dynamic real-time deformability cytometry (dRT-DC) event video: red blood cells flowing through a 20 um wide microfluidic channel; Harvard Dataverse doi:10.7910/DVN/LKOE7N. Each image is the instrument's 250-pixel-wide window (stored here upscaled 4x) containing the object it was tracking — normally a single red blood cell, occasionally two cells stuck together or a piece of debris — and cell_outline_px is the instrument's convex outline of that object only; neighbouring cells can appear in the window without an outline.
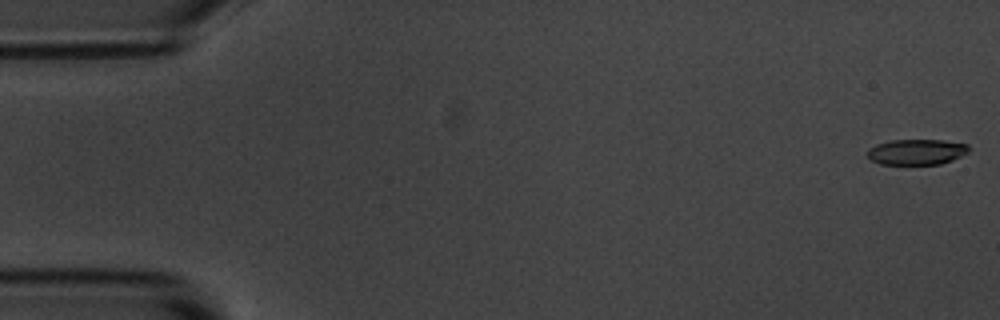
{"species": "common noctule bat (a hibernating species)", "species_latin": "Nyctalus noctula", "temperature_condition": "room temperature", "stored_images_in_passage": 6, "camera_frame_rate_fps": 3000, "um_per_image_px": 0.085, "animal": {"sex": "male", "body_mass_g": 20.1, "forearm_length_mm": 53.5}, "frame": {"image": 1, "passage_image": 1, "time_ms": 0.0, "image_size_px": [1000, 320], "cell_outline_px": [[968, 152], [952, 160], [940, 164], [880, 164], [872, 160], [868, 156], [868, 148], [876, 144], [892, 140], [944, 140], [968, 144]], "centroid_in_image_um": [77.91, 12.91], "position_along_channel_um": 7.1, "area_um2": 15.03}}
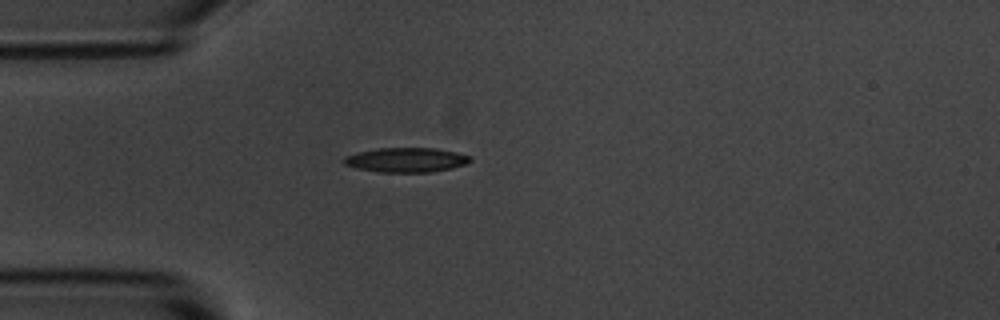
{"frame": {"image": 2, "passage_image": 5, "time_ms": 4.667, "image_size_px": [1000, 320], "cell_outline_px": [[472, 160], [464, 164], [452, 168], [432, 172], [380, 172], [356, 168], [344, 164], [340, 160], [344, 156], [356, 152], [376, 148], [436, 148], [456, 152], [472, 156]], "centroid_in_image_um": [34.49, 13.59], "position_along_channel_um": 50.5, "area_um2": 18.26}}